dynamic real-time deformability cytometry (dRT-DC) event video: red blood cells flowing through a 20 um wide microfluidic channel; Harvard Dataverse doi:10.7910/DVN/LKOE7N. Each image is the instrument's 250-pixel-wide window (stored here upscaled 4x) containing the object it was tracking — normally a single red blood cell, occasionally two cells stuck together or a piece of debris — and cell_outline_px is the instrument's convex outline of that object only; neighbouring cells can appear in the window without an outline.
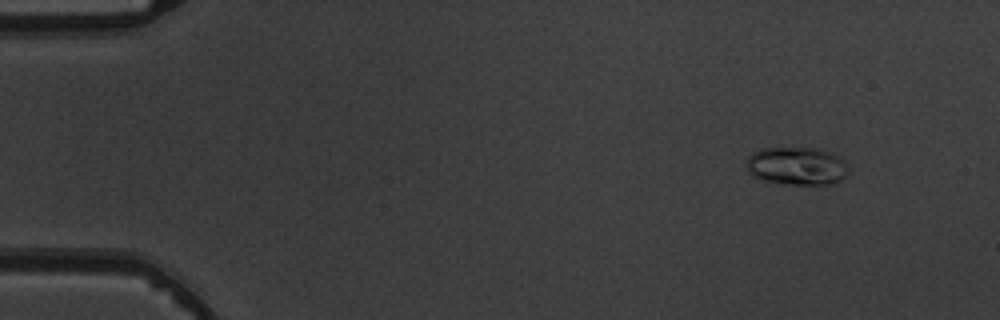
{"species": "common noctule bat (a hibernating species)", "species_latin": "Nyctalus noctula", "temperature_condition": "warm", "stored_images_in_passage": 4, "camera_frame_rate_fps": 3000, "um_per_image_px": 0.085, "animal": {"sex": "male", "body_mass_g": 19.5, "forearm_length_mm": 54.6}, "frame": {"image": 1, "passage_image": 1, "time_ms": 0.0, "image_size_px": [1000, 320], "cell_outline_px": [[848, 172], [840, 180], [828, 184], [792, 184], [764, 180], [752, 176], [748, 172], [744, 164], [748, 156], [752, 152], [764, 148], [820, 148], [840, 156], [844, 160], [848, 168]], "centroid_in_image_um": [67.7, 14.09], "position_along_channel_um": 17.3, "area_um2": 22.72}}